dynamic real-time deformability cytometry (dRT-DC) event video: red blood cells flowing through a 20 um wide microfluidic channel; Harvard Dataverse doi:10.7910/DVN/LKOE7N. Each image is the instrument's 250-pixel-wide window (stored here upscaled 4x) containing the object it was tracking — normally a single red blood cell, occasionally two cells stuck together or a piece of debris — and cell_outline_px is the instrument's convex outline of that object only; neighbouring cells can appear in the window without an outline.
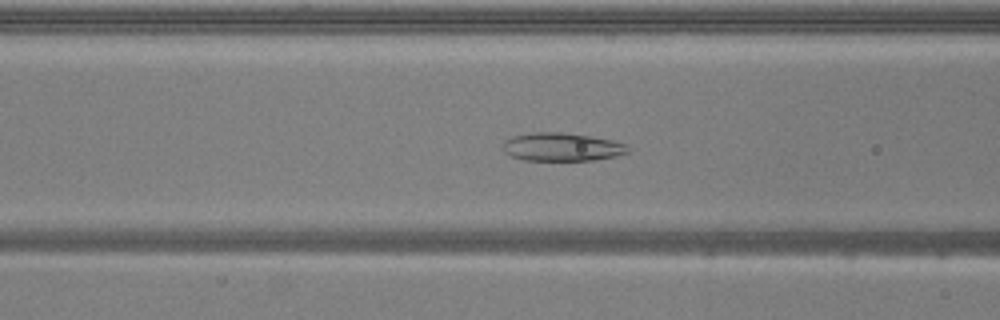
{"species": "common noctule bat (a hibernating species)", "species_latin": "Nyctalus noctula", "temperature_condition": "warm", "stored_images_in_passage": 52, "camera_frame_rate_fps": 3000, "um_per_image_px": 0.085, "animal": {"sex": "male", "body_mass_g": 20.5, "forearm_length_mm": 52.5}, "frame": {"image": 1, "passage_image": 20, "time_ms": 6.333, "image_size_px": [1000, 320], "cell_outline_px": [[628, 152], [616, 156], [596, 160], [524, 160], [512, 156], [504, 152], [504, 140], [512, 136], [532, 132], [560, 132], [588, 136], [612, 140], [624, 144], [628, 148]], "centroid_in_image_um": [47.73, 12.49], "position_along_channel_um": 118.9, "area_um2": 20.4}}
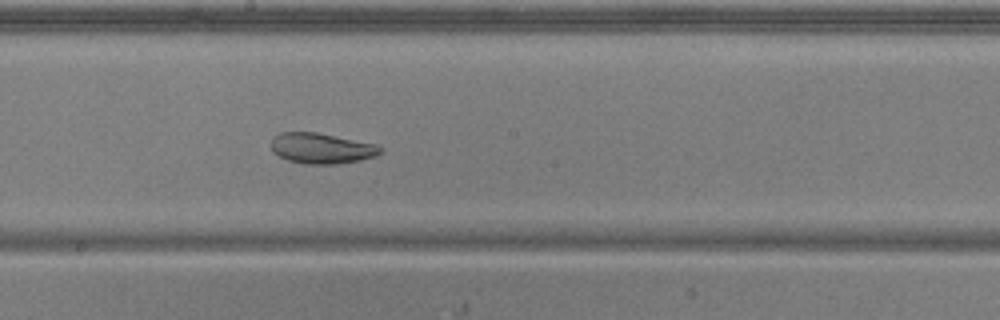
{"frame": {"image": 2, "passage_image": 28, "time_ms": 9.0, "image_size_px": [1000, 320], "cell_outline_px": [[384, 152], [376, 156], [360, 160], [336, 164], [304, 164], [288, 160], [272, 152], [272, 136], [280, 132], [316, 132], [376, 144], [384, 148]], "centroid_in_image_um": [27.35, 12.6], "position_along_channel_um": 220.8, "area_um2": 19.59}}
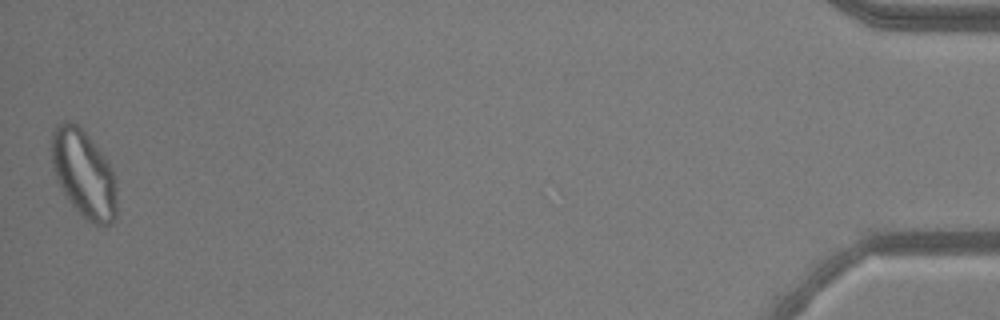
{"frame": {"image": 3, "passage_image": 52, "time_ms": 17.0, "image_size_px": [1000, 320], "cell_outline_px": [[116, 220], [104, 228], [92, 224], [68, 200], [56, 180], [52, 164], [52, 132], [56, 124], [64, 120], [72, 120], [84, 128], [108, 160], [112, 168], [116, 180]], "centroid_in_image_um": [7.14, 14.74], "position_along_channel_um": 428.1, "area_um2": 34.04}, "authors_computed_cell_mechanics": {"area_um2": 27.6284, "velocity_mm_per_s": 3.8242, "shape_relaxation_time_tau1_ms": null, "shape_relaxation_time_tau2_ms": 1.4685, "deformation_change_tau1": null, "deformation_change_tau2": 0.0776}}